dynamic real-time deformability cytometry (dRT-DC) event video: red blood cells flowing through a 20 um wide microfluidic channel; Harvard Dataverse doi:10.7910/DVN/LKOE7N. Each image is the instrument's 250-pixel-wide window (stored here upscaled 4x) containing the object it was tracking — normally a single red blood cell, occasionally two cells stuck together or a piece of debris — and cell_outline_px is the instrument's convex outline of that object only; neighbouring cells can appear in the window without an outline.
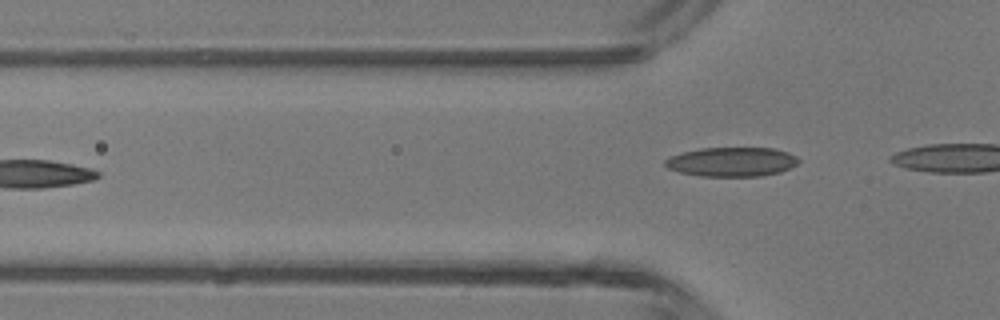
{"species": "common noctule bat (a hibernating species)", "species_latin": "Nyctalus noctula", "temperature_condition": "room temperature", "stored_images_in_passage": 6, "camera_frame_rate_fps": 3000, "um_per_image_px": 0.085, "animal": {"sex": "male", "body_mass_g": 13.3}, "frame": {"image": 1, "passage_image": 6, "time_ms": 1.667, "image_size_px": [1000, 320], "cell_outline_px": [[800, 160], [796, 164], [780, 172], [760, 176], [700, 176], [680, 172], [668, 168], [664, 164], [664, 160], [668, 156], [700, 148], [772, 148], [788, 152], [796, 156]], "centroid_in_image_um": [62.17, 13.75], "position_along_channel_um": 63.6, "area_um2": 22.72}}